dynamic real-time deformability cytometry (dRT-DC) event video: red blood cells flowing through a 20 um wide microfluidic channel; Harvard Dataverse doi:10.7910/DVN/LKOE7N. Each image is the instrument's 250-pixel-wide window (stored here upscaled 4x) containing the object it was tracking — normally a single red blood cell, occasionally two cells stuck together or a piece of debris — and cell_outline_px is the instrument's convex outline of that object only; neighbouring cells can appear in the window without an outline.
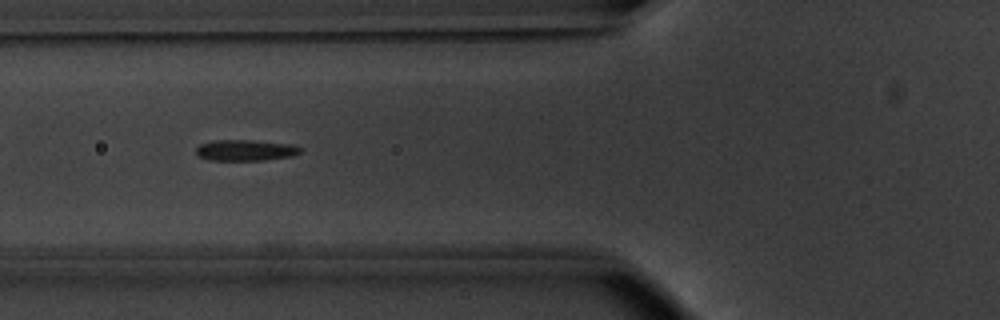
{"species": "common noctule bat (a hibernating species)", "species_latin": "Nyctalus noctula", "temperature_condition": "warm", "stored_images_in_passage": 39, "camera_frame_rate_fps": 3000, "um_per_image_px": 0.085, "animal": {"sex": "male", "body_mass_g": 20.1, "forearm_length_mm": 53.5}, "frame": {"image": 1, "passage_image": 6, "time_ms": 1.667, "image_size_px": [1000, 320], "cell_outline_px": [[300, 152], [292, 156], [264, 160], [208, 160], [196, 156], [196, 148], [200, 144], [216, 140], [252, 140], [292, 144], [300, 148]], "centroid_in_image_um": [20.82, 12.77], "position_along_channel_um": 105.0, "area_um2": 12.77}, "authors_computed_cell_mechanics": {"area_um2": 12.6582, "velocity_mm_per_s": 3.8168, "shape_relaxation_time_tau1_ms": 1.7675, "shape_relaxation_time_tau2_ms": 5.6566, "deformation_change_tau1": 0.1325, "deformation_change_tau2": 0.1478}}